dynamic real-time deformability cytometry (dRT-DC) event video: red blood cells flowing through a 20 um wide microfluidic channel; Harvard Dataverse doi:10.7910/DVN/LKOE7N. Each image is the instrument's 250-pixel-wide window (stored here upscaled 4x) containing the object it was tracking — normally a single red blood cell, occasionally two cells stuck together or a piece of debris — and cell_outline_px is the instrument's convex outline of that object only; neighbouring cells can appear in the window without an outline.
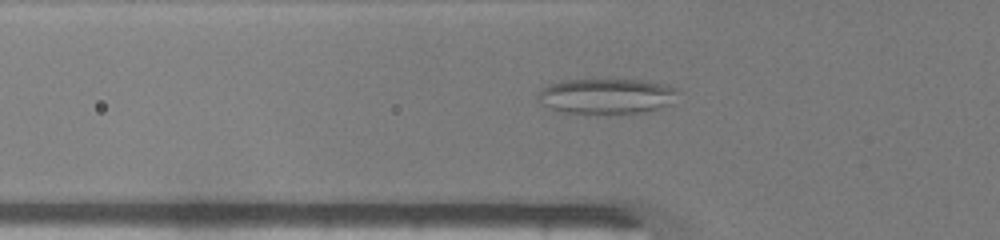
{"species": "common noctule bat (a hibernating species)", "species_latin": "Nyctalus noctula", "temperature_condition": "warm", "stored_images_in_passage": 47, "camera_frame_rate_fps": 3000, "um_per_image_px": 0.085, "animal": {"sex": "male", "body_mass_g": 19.0, "forearm_length_mm": 50.8}, "frame": {"image": 1, "passage_image": 16, "time_ms": 5.0, "image_size_px": [1000, 240], "cell_outline_px": [[680, 92], [672, 104], [648, 112], [560, 112], [540, 104], [536, 100], [536, 96], [540, 88], [548, 84], [564, 80], [644, 80], [668, 84], [676, 88]], "centroid_in_image_um": [51.56, 8.15], "position_along_channel_um": 74.2, "area_um2": 29.02}}
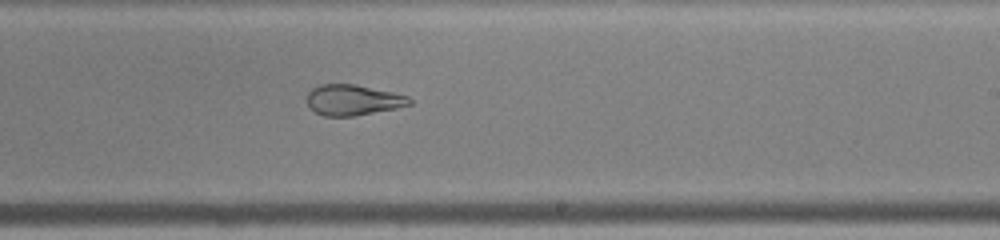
{"frame": {"image": 2, "passage_image": 29, "time_ms": 9.333, "image_size_px": [1000, 240], "cell_outline_px": [[412, 104], [396, 108], [352, 116], [324, 116], [316, 112], [308, 104], [308, 92], [312, 88], [320, 84], [356, 84], [392, 92], [408, 96], [412, 100]], "centroid_in_image_um": [30.01, 8.49], "position_along_channel_um": 259.0, "area_um2": 18.15}}
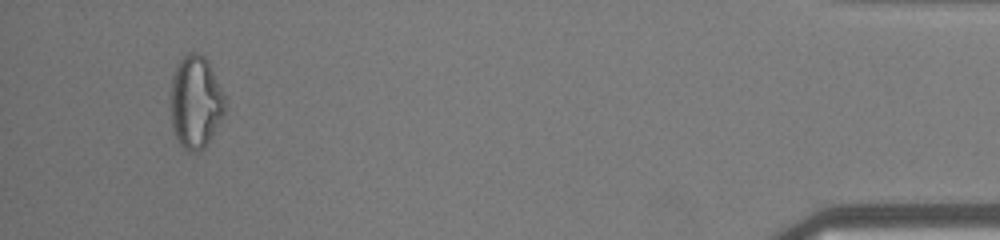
{"frame": {"image": 3, "passage_image": 45, "time_ms": 14.667, "image_size_px": [1000, 240], "cell_outline_px": [[224, 112], [216, 128], [204, 148], [200, 152], [188, 152], [176, 140], [172, 124], [172, 76], [176, 64], [188, 52], [196, 52], [204, 56], [208, 60], [224, 96]], "centroid_in_image_um": [16.61, 8.67], "position_along_channel_um": 418.6, "area_um2": 29.02}, "authors_computed_cell_mechanics": {"area_um2": 27.166, "velocity_mm_per_s": 4.2509, "shape_relaxation_time_tau1_ms": null, "shape_relaxation_time_tau2_ms": 1.4276, "deformation_change_tau1": null, "deformation_change_tau2": 0.1033}}